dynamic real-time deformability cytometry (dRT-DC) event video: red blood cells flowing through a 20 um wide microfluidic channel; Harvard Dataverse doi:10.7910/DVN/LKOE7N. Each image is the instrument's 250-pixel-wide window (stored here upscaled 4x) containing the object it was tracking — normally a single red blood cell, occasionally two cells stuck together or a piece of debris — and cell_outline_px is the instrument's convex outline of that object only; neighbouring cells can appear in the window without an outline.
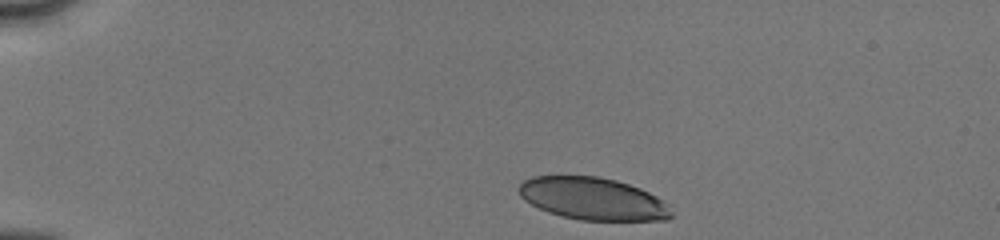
{"species": "human", "species_latin": "Homo sapiens", "temperature_condition": "cold", "stored_images_in_passage": 18, "camera_frame_rate_fps": 3000, "um_per_image_px": 0.085, "donor": {"sex": "male"}, "frame": {"image": 1, "passage_image": 1, "time_ms": 0.0, "image_size_px": [1000, 240], "cell_outline_px": [[676, 216], [668, 220], [580, 220], [560, 216], [548, 212], [524, 200], [520, 196], [520, 184], [524, 180], [532, 176], [596, 176], [616, 180], [640, 188], [664, 200], [668, 204]], "centroid_in_image_um": [50.45, 16.9], "position_along_channel_um": 34.6, "area_um2": 37.8}}
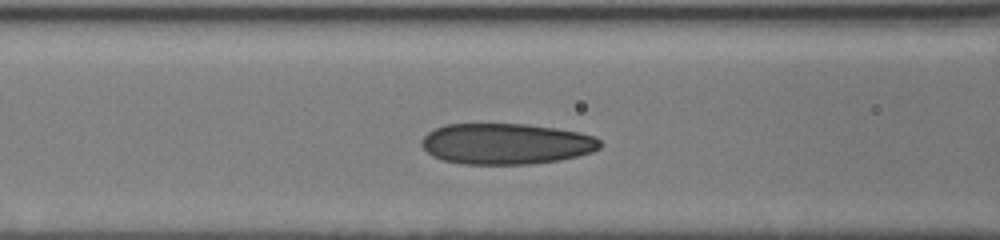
{"frame": {"image": 2, "passage_image": 16, "time_ms": 4.0, "image_size_px": [1000, 240], "cell_outline_px": [[604, 144], [600, 148], [592, 152], [560, 160], [532, 164], [464, 164], [440, 160], [432, 156], [420, 144], [420, 140], [428, 132], [444, 124], [528, 124], [556, 128], [580, 132], [596, 136]], "centroid_in_image_um": [43.03, 12.22], "position_along_channel_um": 123.6, "area_um2": 43.0}}
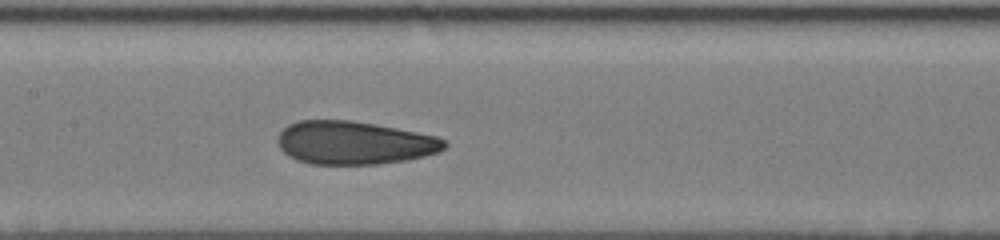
{"frame": {"image": 3, "passage_image": 18, "time_ms": 5.333, "image_size_px": [1000, 240], "cell_outline_px": [[448, 144], [440, 152], [408, 160], [376, 164], [312, 164], [296, 160], [288, 156], [280, 148], [276, 140], [280, 132], [288, 124], [300, 120], [352, 120], [376, 124], [436, 136], [444, 140]], "centroid_in_image_um": [30.09, 12.14], "position_along_channel_um": 177.3, "area_um2": 42.14}}